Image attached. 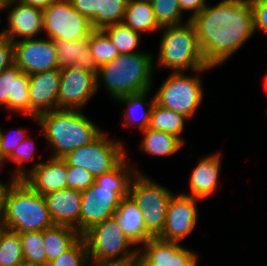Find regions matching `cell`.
Returning a JSON list of instances; mask_svg holds the SVG:
<instances>
[{"instance_id":"16","label":"cell","mask_w":267,"mask_h":266,"mask_svg":"<svg viewBox=\"0 0 267 266\" xmlns=\"http://www.w3.org/2000/svg\"><path fill=\"white\" fill-rule=\"evenodd\" d=\"M60 69L29 75L30 117L58 110Z\"/></svg>"},{"instance_id":"48","label":"cell","mask_w":267,"mask_h":266,"mask_svg":"<svg viewBox=\"0 0 267 266\" xmlns=\"http://www.w3.org/2000/svg\"><path fill=\"white\" fill-rule=\"evenodd\" d=\"M264 88H265L266 94H267V74L265 76Z\"/></svg>"},{"instance_id":"20","label":"cell","mask_w":267,"mask_h":266,"mask_svg":"<svg viewBox=\"0 0 267 266\" xmlns=\"http://www.w3.org/2000/svg\"><path fill=\"white\" fill-rule=\"evenodd\" d=\"M44 197L54 225L69 226L80 233L81 191L66 188Z\"/></svg>"},{"instance_id":"23","label":"cell","mask_w":267,"mask_h":266,"mask_svg":"<svg viewBox=\"0 0 267 266\" xmlns=\"http://www.w3.org/2000/svg\"><path fill=\"white\" fill-rule=\"evenodd\" d=\"M57 57L59 61V69L77 66L82 69L98 74L99 67L92 57L91 49L87 39L65 41H54Z\"/></svg>"},{"instance_id":"32","label":"cell","mask_w":267,"mask_h":266,"mask_svg":"<svg viewBox=\"0 0 267 266\" xmlns=\"http://www.w3.org/2000/svg\"><path fill=\"white\" fill-rule=\"evenodd\" d=\"M88 45L98 67L109 63L119 55L118 50L102 29L92 30L88 37Z\"/></svg>"},{"instance_id":"49","label":"cell","mask_w":267,"mask_h":266,"mask_svg":"<svg viewBox=\"0 0 267 266\" xmlns=\"http://www.w3.org/2000/svg\"><path fill=\"white\" fill-rule=\"evenodd\" d=\"M1 129L2 128H0V157H1Z\"/></svg>"},{"instance_id":"13","label":"cell","mask_w":267,"mask_h":266,"mask_svg":"<svg viewBox=\"0 0 267 266\" xmlns=\"http://www.w3.org/2000/svg\"><path fill=\"white\" fill-rule=\"evenodd\" d=\"M198 200L201 201L183 193L173 194L168 203L164 228L157 238L181 243L189 236L198 223Z\"/></svg>"},{"instance_id":"36","label":"cell","mask_w":267,"mask_h":266,"mask_svg":"<svg viewBox=\"0 0 267 266\" xmlns=\"http://www.w3.org/2000/svg\"><path fill=\"white\" fill-rule=\"evenodd\" d=\"M34 139L27 137L20 145L6 158V161L13 162L17 165L15 171L13 172V177L15 179H23L26 176V172L23 170L26 162L34 160L35 156V144Z\"/></svg>"},{"instance_id":"41","label":"cell","mask_w":267,"mask_h":266,"mask_svg":"<svg viewBox=\"0 0 267 266\" xmlns=\"http://www.w3.org/2000/svg\"><path fill=\"white\" fill-rule=\"evenodd\" d=\"M15 64V46L0 32V73Z\"/></svg>"},{"instance_id":"26","label":"cell","mask_w":267,"mask_h":266,"mask_svg":"<svg viewBox=\"0 0 267 266\" xmlns=\"http://www.w3.org/2000/svg\"><path fill=\"white\" fill-rule=\"evenodd\" d=\"M82 235L74 228L64 225H53L43 230V244L50 261L68 250Z\"/></svg>"},{"instance_id":"1","label":"cell","mask_w":267,"mask_h":266,"mask_svg":"<svg viewBox=\"0 0 267 266\" xmlns=\"http://www.w3.org/2000/svg\"><path fill=\"white\" fill-rule=\"evenodd\" d=\"M190 20L205 61L218 67L254 35L253 10L248 0H220Z\"/></svg>"},{"instance_id":"3","label":"cell","mask_w":267,"mask_h":266,"mask_svg":"<svg viewBox=\"0 0 267 266\" xmlns=\"http://www.w3.org/2000/svg\"><path fill=\"white\" fill-rule=\"evenodd\" d=\"M37 119L49 148L54 149L52 158H63L103 133L81 110L58 109L40 114Z\"/></svg>"},{"instance_id":"8","label":"cell","mask_w":267,"mask_h":266,"mask_svg":"<svg viewBox=\"0 0 267 266\" xmlns=\"http://www.w3.org/2000/svg\"><path fill=\"white\" fill-rule=\"evenodd\" d=\"M82 236L88 247L91 264L124 260L138 255V248L134 247L135 245L124 234L114 217L95 224Z\"/></svg>"},{"instance_id":"19","label":"cell","mask_w":267,"mask_h":266,"mask_svg":"<svg viewBox=\"0 0 267 266\" xmlns=\"http://www.w3.org/2000/svg\"><path fill=\"white\" fill-rule=\"evenodd\" d=\"M25 171L26 176L22 180L42 196L67 188V163L62 158L50 157L48 161L38 162L31 170Z\"/></svg>"},{"instance_id":"45","label":"cell","mask_w":267,"mask_h":266,"mask_svg":"<svg viewBox=\"0 0 267 266\" xmlns=\"http://www.w3.org/2000/svg\"><path fill=\"white\" fill-rule=\"evenodd\" d=\"M17 1L43 10L46 9L51 3H53L56 0H17Z\"/></svg>"},{"instance_id":"43","label":"cell","mask_w":267,"mask_h":266,"mask_svg":"<svg viewBox=\"0 0 267 266\" xmlns=\"http://www.w3.org/2000/svg\"><path fill=\"white\" fill-rule=\"evenodd\" d=\"M94 266H139V254L124 260L97 263Z\"/></svg>"},{"instance_id":"22","label":"cell","mask_w":267,"mask_h":266,"mask_svg":"<svg viewBox=\"0 0 267 266\" xmlns=\"http://www.w3.org/2000/svg\"><path fill=\"white\" fill-rule=\"evenodd\" d=\"M113 217L124 234L137 248L154 237L146 229L142 211L130 195L121 198Z\"/></svg>"},{"instance_id":"40","label":"cell","mask_w":267,"mask_h":266,"mask_svg":"<svg viewBox=\"0 0 267 266\" xmlns=\"http://www.w3.org/2000/svg\"><path fill=\"white\" fill-rule=\"evenodd\" d=\"M253 10L254 32L257 30L267 34V0H250Z\"/></svg>"},{"instance_id":"35","label":"cell","mask_w":267,"mask_h":266,"mask_svg":"<svg viewBox=\"0 0 267 266\" xmlns=\"http://www.w3.org/2000/svg\"><path fill=\"white\" fill-rule=\"evenodd\" d=\"M88 247L81 236L68 250L50 261L47 266H88Z\"/></svg>"},{"instance_id":"18","label":"cell","mask_w":267,"mask_h":266,"mask_svg":"<svg viewBox=\"0 0 267 266\" xmlns=\"http://www.w3.org/2000/svg\"><path fill=\"white\" fill-rule=\"evenodd\" d=\"M11 7L7 17L8 27L1 31L11 42L20 41V37L32 39L43 31L42 9L18 1L8 2L7 9Z\"/></svg>"},{"instance_id":"28","label":"cell","mask_w":267,"mask_h":266,"mask_svg":"<svg viewBox=\"0 0 267 266\" xmlns=\"http://www.w3.org/2000/svg\"><path fill=\"white\" fill-rule=\"evenodd\" d=\"M186 116L165 108L155 102L151 110V118L148 129L170 133L179 138L183 143L181 134L185 128Z\"/></svg>"},{"instance_id":"46","label":"cell","mask_w":267,"mask_h":266,"mask_svg":"<svg viewBox=\"0 0 267 266\" xmlns=\"http://www.w3.org/2000/svg\"><path fill=\"white\" fill-rule=\"evenodd\" d=\"M8 0H0V12L7 9ZM1 22V20H0Z\"/></svg>"},{"instance_id":"2","label":"cell","mask_w":267,"mask_h":266,"mask_svg":"<svg viewBox=\"0 0 267 266\" xmlns=\"http://www.w3.org/2000/svg\"><path fill=\"white\" fill-rule=\"evenodd\" d=\"M125 157L114 169L95 178V183L81 191L80 234L95 224L112 218L122 197L129 195L132 178L137 167Z\"/></svg>"},{"instance_id":"7","label":"cell","mask_w":267,"mask_h":266,"mask_svg":"<svg viewBox=\"0 0 267 266\" xmlns=\"http://www.w3.org/2000/svg\"><path fill=\"white\" fill-rule=\"evenodd\" d=\"M212 68L197 69L194 71L196 75L193 76H187L186 72H171L154 94L155 102L192 119L204 96L199 74Z\"/></svg>"},{"instance_id":"38","label":"cell","mask_w":267,"mask_h":266,"mask_svg":"<svg viewBox=\"0 0 267 266\" xmlns=\"http://www.w3.org/2000/svg\"><path fill=\"white\" fill-rule=\"evenodd\" d=\"M12 136L8 135L10 132L5 133L1 129V157L7 158L19 145L24 141L28 134H26L24 129L18 128L16 131H13ZM12 132V133H13Z\"/></svg>"},{"instance_id":"6","label":"cell","mask_w":267,"mask_h":266,"mask_svg":"<svg viewBox=\"0 0 267 266\" xmlns=\"http://www.w3.org/2000/svg\"><path fill=\"white\" fill-rule=\"evenodd\" d=\"M159 54L156 63L158 68H168L171 72H186L190 69H205L207 64L197 41L193 22L161 27Z\"/></svg>"},{"instance_id":"25","label":"cell","mask_w":267,"mask_h":266,"mask_svg":"<svg viewBox=\"0 0 267 266\" xmlns=\"http://www.w3.org/2000/svg\"><path fill=\"white\" fill-rule=\"evenodd\" d=\"M122 23L138 33L161 30L157 23L151 1L129 0Z\"/></svg>"},{"instance_id":"27","label":"cell","mask_w":267,"mask_h":266,"mask_svg":"<svg viewBox=\"0 0 267 266\" xmlns=\"http://www.w3.org/2000/svg\"><path fill=\"white\" fill-rule=\"evenodd\" d=\"M143 139L141 140V150L148 155L153 156H170L183 147V142L176 136L162 132L146 129L142 131Z\"/></svg>"},{"instance_id":"14","label":"cell","mask_w":267,"mask_h":266,"mask_svg":"<svg viewBox=\"0 0 267 266\" xmlns=\"http://www.w3.org/2000/svg\"><path fill=\"white\" fill-rule=\"evenodd\" d=\"M15 64L26 74L59 69L57 50L52 39L32 38L14 42Z\"/></svg>"},{"instance_id":"31","label":"cell","mask_w":267,"mask_h":266,"mask_svg":"<svg viewBox=\"0 0 267 266\" xmlns=\"http://www.w3.org/2000/svg\"><path fill=\"white\" fill-rule=\"evenodd\" d=\"M102 30L107 34L119 54L140 52L136 48L140 43L141 34L128 28L123 23L110 25Z\"/></svg>"},{"instance_id":"50","label":"cell","mask_w":267,"mask_h":266,"mask_svg":"<svg viewBox=\"0 0 267 266\" xmlns=\"http://www.w3.org/2000/svg\"><path fill=\"white\" fill-rule=\"evenodd\" d=\"M3 228H4V227H3V225H2L1 217H0V232L2 231Z\"/></svg>"},{"instance_id":"10","label":"cell","mask_w":267,"mask_h":266,"mask_svg":"<svg viewBox=\"0 0 267 266\" xmlns=\"http://www.w3.org/2000/svg\"><path fill=\"white\" fill-rule=\"evenodd\" d=\"M126 156L122 142L110 140L103 132L91 144L73 150L62 159L67 165L88 170L96 178L114 169Z\"/></svg>"},{"instance_id":"4","label":"cell","mask_w":267,"mask_h":266,"mask_svg":"<svg viewBox=\"0 0 267 266\" xmlns=\"http://www.w3.org/2000/svg\"><path fill=\"white\" fill-rule=\"evenodd\" d=\"M153 59L150 52L119 54L109 63L99 67L96 75L97 91L101 81L116 101L119 97L151 90L155 70Z\"/></svg>"},{"instance_id":"39","label":"cell","mask_w":267,"mask_h":266,"mask_svg":"<svg viewBox=\"0 0 267 266\" xmlns=\"http://www.w3.org/2000/svg\"><path fill=\"white\" fill-rule=\"evenodd\" d=\"M72 6L86 17L93 29H98V0H69Z\"/></svg>"},{"instance_id":"44","label":"cell","mask_w":267,"mask_h":266,"mask_svg":"<svg viewBox=\"0 0 267 266\" xmlns=\"http://www.w3.org/2000/svg\"><path fill=\"white\" fill-rule=\"evenodd\" d=\"M10 180L8 183L1 182V180H0V217H1L3 210H4V204H5V198H6L7 191L9 190V188L11 187V185L13 184V182L16 179L13 176H11Z\"/></svg>"},{"instance_id":"9","label":"cell","mask_w":267,"mask_h":266,"mask_svg":"<svg viewBox=\"0 0 267 266\" xmlns=\"http://www.w3.org/2000/svg\"><path fill=\"white\" fill-rule=\"evenodd\" d=\"M174 193L145 174H136L130 183L129 195L142 211L146 229L157 237L163 230L168 203Z\"/></svg>"},{"instance_id":"24","label":"cell","mask_w":267,"mask_h":266,"mask_svg":"<svg viewBox=\"0 0 267 266\" xmlns=\"http://www.w3.org/2000/svg\"><path fill=\"white\" fill-rule=\"evenodd\" d=\"M149 93L150 90L141 93L126 95L116 99L117 102L119 101L120 103L126 105L123 115L125 126L128 125L129 127H138L141 132L148 128L151 118V110L153 105L155 104L154 95L152 96V98H150L151 100L149 102H146ZM147 105L148 107H146ZM141 112V117H137L138 119L135 118V116H138V113Z\"/></svg>"},{"instance_id":"21","label":"cell","mask_w":267,"mask_h":266,"mask_svg":"<svg viewBox=\"0 0 267 266\" xmlns=\"http://www.w3.org/2000/svg\"><path fill=\"white\" fill-rule=\"evenodd\" d=\"M220 153L206 155L198 161L190 176V193H185L191 197L201 200L211 196L218 188L219 175L221 170Z\"/></svg>"},{"instance_id":"12","label":"cell","mask_w":267,"mask_h":266,"mask_svg":"<svg viewBox=\"0 0 267 266\" xmlns=\"http://www.w3.org/2000/svg\"><path fill=\"white\" fill-rule=\"evenodd\" d=\"M96 93V74L77 66L60 70L58 109L81 110Z\"/></svg>"},{"instance_id":"29","label":"cell","mask_w":267,"mask_h":266,"mask_svg":"<svg viewBox=\"0 0 267 266\" xmlns=\"http://www.w3.org/2000/svg\"><path fill=\"white\" fill-rule=\"evenodd\" d=\"M25 266H47L43 231L19 233Z\"/></svg>"},{"instance_id":"34","label":"cell","mask_w":267,"mask_h":266,"mask_svg":"<svg viewBox=\"0 0 267 266\" xmlns=\"http://www.w3.org/2000/svg\"><path fill=\"white\" fill-rule=\"evenodd\" d=\"M151 4L160 27L182 23L183 13L178 0H151Z\"/></svg>"},{"instance_id":"30","label":"cell","mask_w":267,"mask_h":266,"mask_svg":"<svg viewBox=\"0 0 267 266\" xmlns=\"http://www.w3.org/2000/svg\"><path fill=\"white\" fill-rule=\"evenodd\" d=\"M0 266H25L19 233L5 228L0 232Z\"/></svg>"},{"instance_id":"11","label":"cell","mask_w":267,"mask_h":266,"mask_svg":"<svg viewBox=\"0 0 267 266\" xmlns=\"http://www.w3.org/2000/svg\"><path fill=\"white\" fill-rule=\"evenodd\" d=\"M92 30L90 21L69 0H56L43 9V31L53 41L87 39Z\"/></svg>"},{"instance_id":"37","label":"cell","mask_w":267,"mask_h":266,"mask_svg":"<svg viewBox=\"0 0 267 266\" xmlns=\"http://www.w3.org/2000/svg\"><path fill=\"white\" fill-rule=\"evenodd\" d=\"M67 188L85 190L95 183L94 176L86 169L67 165Z\"/></svg>"},{"instance_id":"33","label":"cell","mask_w":267,"mask_h":266,"mask_svg":"<svg viewBox=\"0 0 267 266\" xmlns=\"http://www.w3.org/2000/svg\"><path fill=\"white\" fill-rule=\"evenodd\" d=\"M129 0H98V29L122 23Z\"/></svg>"},{"instance_id":"15","label":"cell","mask_w":267,"mask_h":266,"mask_svg":"<svg viewBox=\"0 0 267 266\" xmlns=\"http://www.w3.org/2000/svg\"><path fill=\"white\" fill-rule=\"evenodd\" d=\"M139 266H197L198 255L179 242L150 238L138 248Z\"/></svg>"},{"instance_id":"17","label":"cell","mask_w":267,"mask_h":266,"mask_svg":"<svg viewBox=\"0 0 267 266\" xmlns=\"http://www.w3.org/2000/svg\"><path fill=\"white\" fill-rule=\"evenodd\" d=\"M30 116L29 75L16 64L0 73V107Z\"/></svg>"},{"instance_id":"47","label":"cell","mask_w":267,"mask_h":266,"mask_svg":"<svg viewBox=\"0 0 267 266\" xmlns=\"http://www.w3.org/2000/svg\"><path fill=\"white\" fill-rule=\"evenodd\" d=\"M3 162H6V159L0 157V166H2V167L5 165V163H3Z\"/></svg>"},{"instance_id":"42","label":"cell","mask_w":267,"mask_h":266,"mask_svg":"<svg viewBox=\"0 0 267 266\" xmlns=\"http://www.w3.org/2000/svg\"><path fill=\"white\" fill-rule=\"evenodd\" d=\"M182 13L184 11H191L192 14L188 19L193 18L199 14L207 5L206 0H178Z\"/></svg>"},{"instance_id":"5","label":"cell","mask_w":267,"mask_h":266,"mask_svg":"<svg viewBox=\"0 0 267 266\" xmlns=\"http://www.w3.org/2000/svg\"><path fill=\"white\" fill-rule=\"evenodd\" d=\"M1 222L16 233L43 231L54 225L45 197L22 179H16L7 191Z\"/></svg>"}]
</instances>
